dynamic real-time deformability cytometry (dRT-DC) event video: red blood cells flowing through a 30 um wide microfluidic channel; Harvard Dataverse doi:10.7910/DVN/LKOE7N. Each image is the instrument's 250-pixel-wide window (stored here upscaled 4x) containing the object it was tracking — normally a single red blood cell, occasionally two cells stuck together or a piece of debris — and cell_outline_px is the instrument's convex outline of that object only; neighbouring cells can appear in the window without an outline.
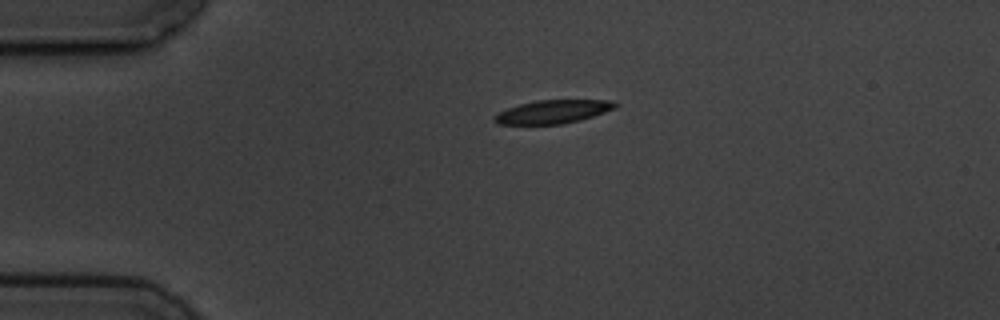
{"species": "common noctule bat (a hibernating species)", "species_latin": "Nyctalus noctula", "temperature_condition": "cold", "stored_images_in_passage": 2, "camera_frame_rate_fps": 3000, "um_per_image_px": 0.085, "animal": {"sex": "male", "body_mass_g": 19.5, "forearm_length_mm": 54.6}, "frame": {"image": 1, "passage_image": 1, "time_ms": 0.0, "image_size_px": [1000, 320], "cell_outline_px": [[620, 104], [616, 108], [580, 120], [564, 124], [496, 124], [492, 120], [492, 116], [508, 108], [520, 104], [536, 100], [612, 100]], "centroid_in_image_um": [47.0, 9.49], "position_along_channel_um": 38.0, "area_um2": 16.53}}